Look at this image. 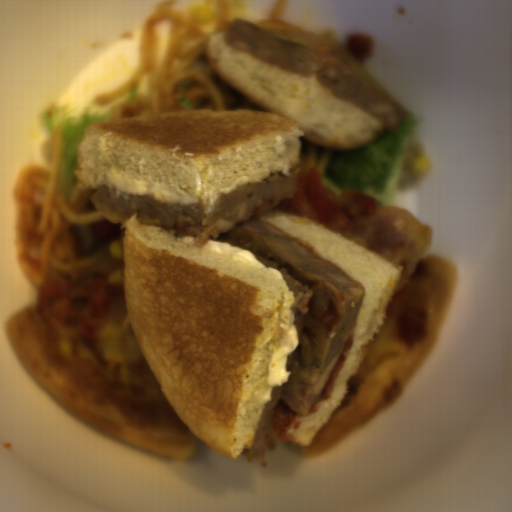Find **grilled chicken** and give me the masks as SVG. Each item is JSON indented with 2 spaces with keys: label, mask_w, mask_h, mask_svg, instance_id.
Segmentation results:
<instances>
[{
  "label": "grilled chicken",
  "mask_w": 512,
  "mask_h": 512,
  "mask_svg": "<svg viewBox=\"0 0 512 512\" xmlns=\"http://www.w3.org/2000/svg\"><path fill=\"white\" fill-rule=\"evenodd\" d=\"M111 299L103 277L83 281L51 278L38 287L35 309L44 323L89 337L103 326Z\"/></svg>",
  "instance_id": "277b20a1"
},
{
  "label": "grilled chicken",
  "mask_w": 512,
  "mask_h": 512,
  "mask_svg": "<svg viewBox=\"0 0 512 512\" xmlns=\"http://www.w3.org/2000/svg\"><path fill=\"white\" fill-rule=\"evenodd\" d=\"M269 210H278L309 218L336 232L361 218L373 216L377 203L359 190L331 188L314 167L300 172L293 198L282 199Z\"/></svg>",
  "instance_id": "a9712176"
}]
</instances>
